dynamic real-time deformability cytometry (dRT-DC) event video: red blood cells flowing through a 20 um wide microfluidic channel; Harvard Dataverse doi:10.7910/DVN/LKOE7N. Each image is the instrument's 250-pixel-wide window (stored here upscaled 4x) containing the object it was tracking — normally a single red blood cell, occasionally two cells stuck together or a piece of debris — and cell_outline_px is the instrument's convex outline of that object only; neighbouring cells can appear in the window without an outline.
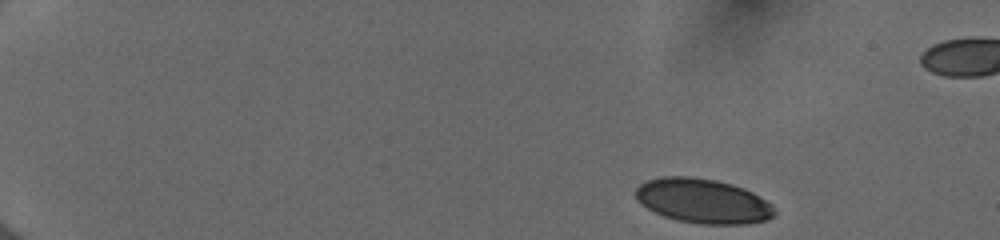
{"species": "human", "species_latin": "Homo sapiens", "temperature_condition": "cold", "stored_images_in_passage": 46, "camera_frame_rate_fps": 3000, "um_per_image_px": 0.085, "donor": {"sex": "female"}, "frame": {"image": 1, "passage_image": 1, "time_ms": 0.0, "image_size_px": [1000, 240], "cell_outline_px": [[776, 212], [768, 220], [744, 224], [700, 224], [676, 220], [664, 216], [640, 204], [636, 200], [636, 188], [640, 184], [648, 180], [664, 176], [692, 176], [716, 180], [732, 184], [744, 188], [752, 192], [772, 204], [776, 208]], "centroid_in_image_um": [59.76, 17.08], "position_along_channel_um": 25.2, "area_um2": 36.18}}
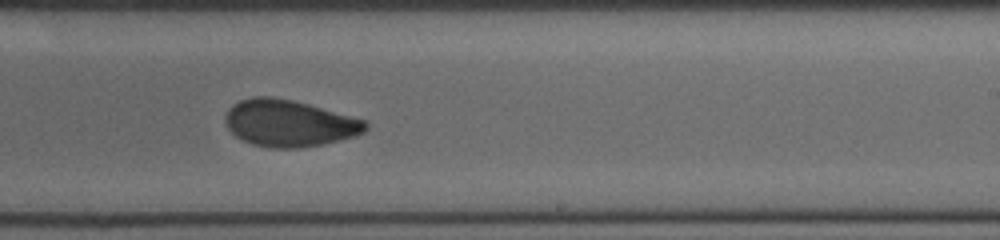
{"frame": {"image": 2, "passage_image": 29, "time_ms": 9.333, "image_size_px": [1000, 240], "cell_outline_px": [[368, 128], [364, 132], [356, 136], [324, 144], [300, 148], [272, 148], [252, 144], [236, 136], [228, 128], [224, 120], [224, 116], [228, 108], [232, 104], [240, 100], [252, 96], [268, 96], [292, 100], [308, 104], [364, 120], [368, 124]], "centroid_in_image_um": [24.55, 10.47], "position_along_channel_um": 264.4, "area_um2": 38.21}}
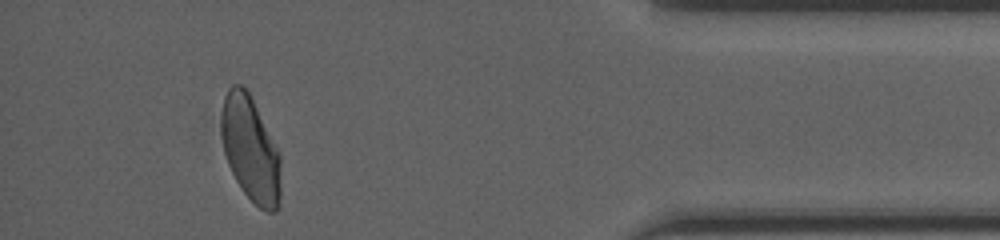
{"frame": {"image": 3, "passage_image": 43, "time_ms": 14.0, "image_size_px": [1000, 240], "cell_outline_px": [[280, 204], [272, 212], [268, 212], [260, 208], [240, 188], [228, 164], [224, 152], [220, 132], [220, 116], [224, 96], [228, 88], [232, 84], [240, 84], [248, 92], [280, 156]], "centroid_in_image_um": [21.25, 12.68], "position_along_channel_um": 413.9, "area_um2": 36.01}, "authors_computed_cell_mechanics": {"area_um2": 37.6567, "velocity_mm_per_s": 3.9881, "shape_relaxation_time_tau1_ms": 8.6074, "shape_relaxation_time_tau2_ms": 1.3945, "deformation_change_tau1": 0.2051, "deformation_change_tau2": 0.0636}}